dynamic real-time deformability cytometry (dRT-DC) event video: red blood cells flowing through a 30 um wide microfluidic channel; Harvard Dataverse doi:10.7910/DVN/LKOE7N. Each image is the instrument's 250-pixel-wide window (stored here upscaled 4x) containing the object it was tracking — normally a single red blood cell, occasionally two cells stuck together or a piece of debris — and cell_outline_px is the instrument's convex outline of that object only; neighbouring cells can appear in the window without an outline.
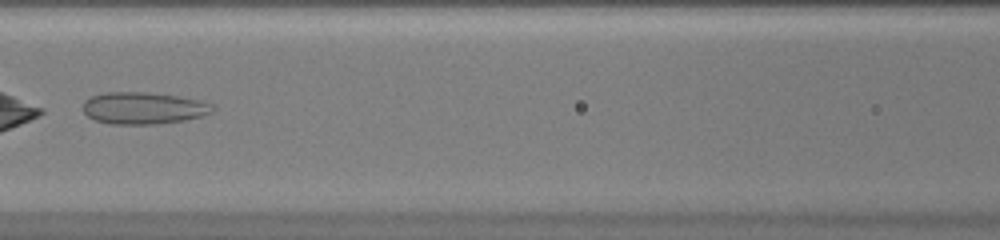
{"species": "common noctule bat (a hibernating species)", "species_latin": "Nyctalus noctula", "temperature_condition": "warm", "stored_images_in_passage": 44, "camera_frame_rate_fps": 3000, "um_per_image_px": 0.085, "animal": {"sex": "female", "body_mass_g": 20.0, "forearm_length_mm": 54.0}, "frame": {"image": 1, "passage_image": 21, "time_ms": 6.667, "image_size_px": [1000, 240], "cell_outline_px": [[216, 108], [212, 112], [204, 116], [184, 120], [156, 124], [112, 124], [96, 120], [88, 116], [84, 112], [84, 100], [92, 96], [104, 92], [148, 92], [176, 96], [216, 104]], "centroid_in_image_um": [12.23, 9.19], "position_along_channel_um": 154.4, "area_um2": 24.16}}
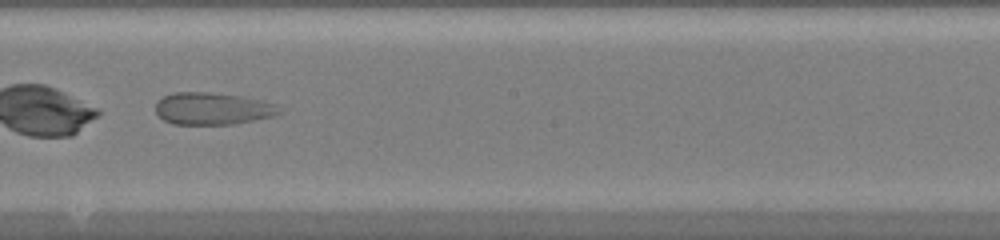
{"frame": {"image": 2, "passage_image": 26, "time_ms": 8.333, "image_size_px": [1000, 240], "cell_outline_px": [[280, 112], [276, 116], [232, 124], [172, 124], [164, 120], [156, 112], [156, 100], [172, 92], [208, 92], [244, 96], [276, 104]], "centroid_in_image_um": [18.05, 9.22], "position_along_channel_um": 230.1, "area_um2": 23.24}}
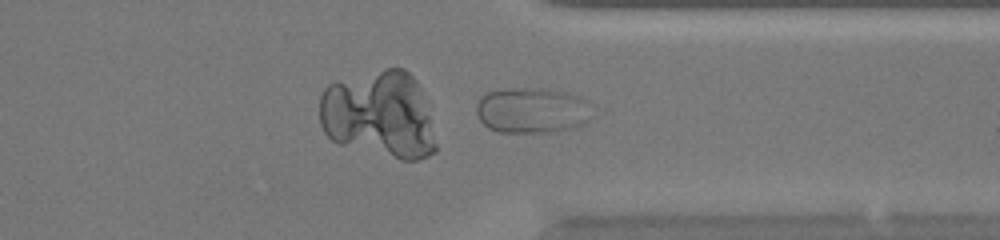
{"frame": {"image": 3, "passage_image": 35, "time_ms": 11.333, "image_size_px": [1000, 240], "cell_outline_px": [[588, 120], [584, 124], [572, 128], [556, 132], [496, 132], [488, 128], [480, 120], [476, 112], [476, 104], [480, 96], [488, 92], [500, 88], [544, 88], [580, 96], [588, 100]], "centroid_in_image_um": [45.16, 9.37], "position_along_channel_um": 366.2, "area_um2": 31.04}}